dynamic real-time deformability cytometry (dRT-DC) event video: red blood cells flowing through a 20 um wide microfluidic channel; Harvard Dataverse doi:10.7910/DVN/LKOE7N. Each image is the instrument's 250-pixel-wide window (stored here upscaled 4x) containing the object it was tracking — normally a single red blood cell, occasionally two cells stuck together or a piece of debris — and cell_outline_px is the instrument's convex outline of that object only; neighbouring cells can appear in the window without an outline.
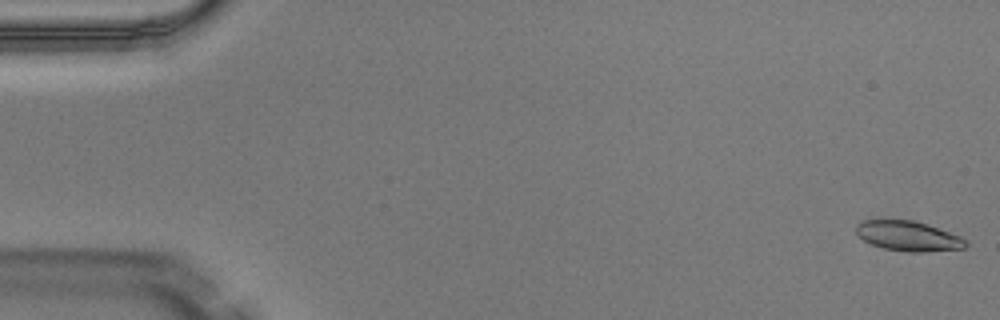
{"species": "Egyptian fruit bat (a non-hibernating species)", "species_latin": "Rousettus aegyptiacus", "temperature_condition": "warm", "stored_images_in_passage": 5, "camera_frame_rate_fps": 3000, "um_per_image_px": 0.085, "animal": {"sex": "male"}, "frame": {"image": 1, "passage_image": 1, "time_ms": 0.0, "image_size_px": [1000, 320], "cell_outline_px": [[968, 244], [964, 248], [920, 252], [908, 252], [884, 248], [872, 244], [856, 236], [856, 224], [864, 220], [912, 220], [928, 224], [960, 236]], "centroid_in_image_um": [77.17, 20.06], "position_along_channel_um": 7.8, "area_um2": 19.02}}
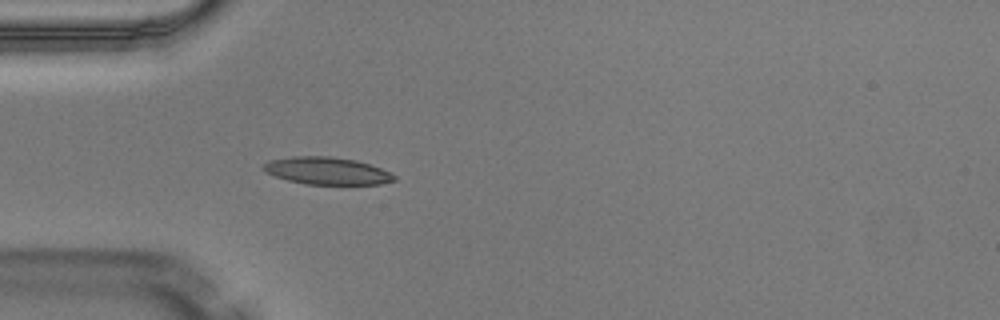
{"frame": {"image": 2, "passage_image": 5, "time_ms": 1.333, "image_size_px": [1000, 320], "cell_outline_px": [[396, 180], [380, 184], [308, 184], [288, 180], [264, 172], [260, 168], [268, 160], [292, 156], [328, 156], [356, 160], [380, 168], [396, 176]], "centroid_in_image_um": [27.74, 14.51], "position_along_channel_um": 57.3, "area_um2": 20.75}}